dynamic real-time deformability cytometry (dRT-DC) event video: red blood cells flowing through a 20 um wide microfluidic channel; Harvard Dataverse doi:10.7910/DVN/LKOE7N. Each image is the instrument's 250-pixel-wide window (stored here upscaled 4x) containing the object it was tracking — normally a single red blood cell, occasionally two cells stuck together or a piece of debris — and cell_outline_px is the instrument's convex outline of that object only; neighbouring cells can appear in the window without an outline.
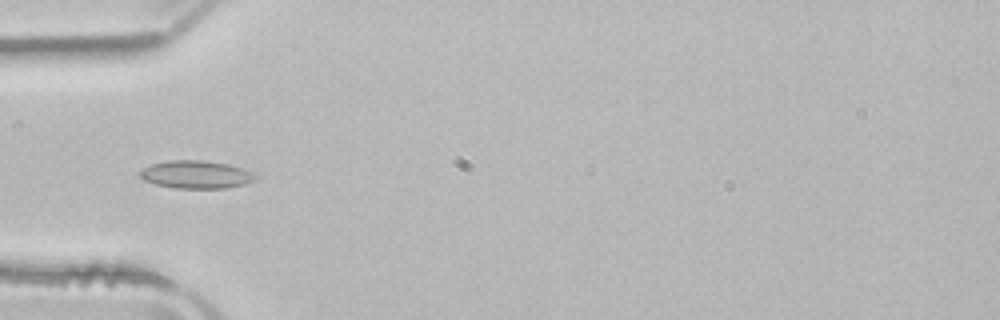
{"species": "common noctule bat (a hibernating species)", "species_latin": "Nyctalus noctula", "temperature_condition": "room temperature", "stored_images_in_passage": 49, "camera_frame_rate_fps": 3000, "um_per_image_px": 0.085, "animal": {"sex": "male", "body_mass_g": 21.5, "forearm_length_mm": 52.0}, "frame": {"image": 1, "passage_image": 14, "time_ms": 4.333, "image_size_px": [1000, 320], "cell_outline_px": [[260, 176], [256, 180], [244, 184], [228, 188], [176, 188], [156, 184], [144, 180], [140, 176], [140, 172], [144, 168], [152, 164], [168, 160], [200, 160], [228, 164], [252, 172]], "centroid_in_image_um": [16.71, 14.84], "position_along_channel_um": 68.3, "area_um2": 18.67}}
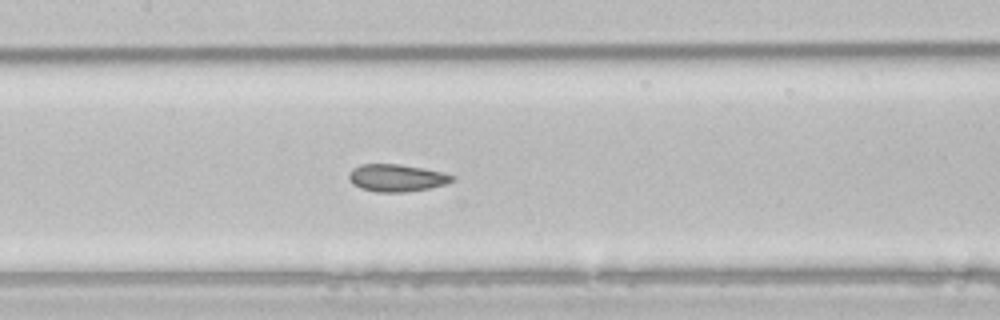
{"frame": {"image": 2, "passage_image": 22, "time_ms": 7.0, "image_size_px": [1000, 320], "cell_outline_px": [[456, 180], [444, 184], [428, 188], [404, 192], [376, 192], [360, 188], [352, 184], [348, 180], [348, 172], [352, 168], [360, 164], [400, 164], [424, 168], [444, 172], [456, 176]], "centroid_in_image_um": [33.69, 15.11], "position_along_channel_um": 173.7, "area_um2": 16.7}}
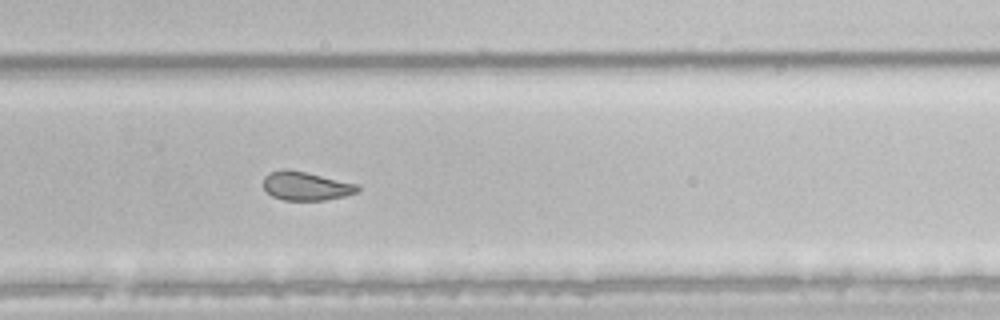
{"frame": {"image": 3, "passage_image": 32, "time_ms": 10.333, "image_size_px": [1000, 320], "cell_outline_px": [[360, 188], [356, 192], [344, 196], [324, 200], [284, 200], [272, 196], [264, 188], [264, 176], [268, 172], [280, 168], [288, 168], [360, 184]], "centroid_in_image_um": [25.99, 15.78], "position_along_channel_um": 303.8, "area_um2": 15.95}, "authors_computed_cell_mechanics": {"area_um2": 18.3226, "velocity_mm_per_s": 3.9361, "shape_relaxation_time_tau1_ms": null, "shape_relaxation_time_tau2_ms": 1.9913, "deformation_change_tau1": null, "deformation_change_tau2": 0.0729}}